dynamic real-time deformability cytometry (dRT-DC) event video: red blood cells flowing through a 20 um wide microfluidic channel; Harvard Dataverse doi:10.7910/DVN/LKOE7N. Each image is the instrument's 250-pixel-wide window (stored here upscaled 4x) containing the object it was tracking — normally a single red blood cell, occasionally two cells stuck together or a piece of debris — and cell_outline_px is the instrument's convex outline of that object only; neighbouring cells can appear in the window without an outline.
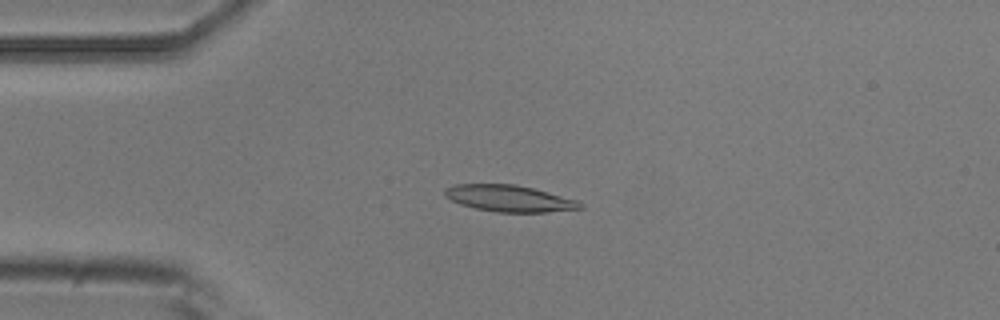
{"species": "common noctule bat (a hibernating species)", "species_latin": "Nyctalus noctula", "temperature_condition": "room temperature", "stored_images_in_passage": 53, "camera_frame_rate_fps": 3000, "um_per_image_px": 0.085, "animal": {"sex": "male", "body_mass_g": 20.5, "forearm_length_mm": 52.5}, "frame": {"image": 1, "passage_image": 12, "time_ms": 3.667, "image_size_px": [1000, 320], "cell_outline_px": [[584, 208], [544, 212], [496, 212], [476, 208], [460, 204], [444, 196], [444, 192], [448, 188], [456, 184], [516, 184], [532, 188], [576, 200], [584, 204]], "centroid_in_image_um": [43.29, 16.87], "position_along_channel_um": 41.7, "area_um2": 20.63}}
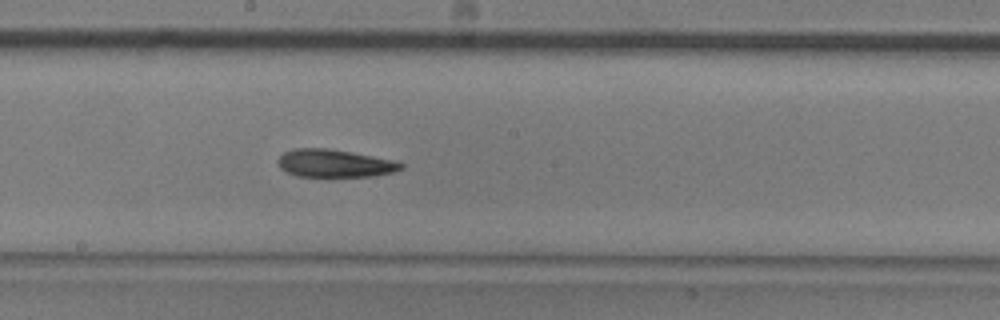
{"frame": {"image": 2, "passage_image": 28, "time_ms": 9.0, "image_size_px": [1000, 320], "cell_outline_px": [[404, 168], [392, 172], [372, 176], [296, 176], [280, 168], [280, 156], [284, 152], [292, 148], [328, 148], [352, 152], [392, 160], [404, 164]], "centroid_in_image_um": [28.44, 13.87], "position_along_channel_um": 219.8, "area_um2": 19.65}}
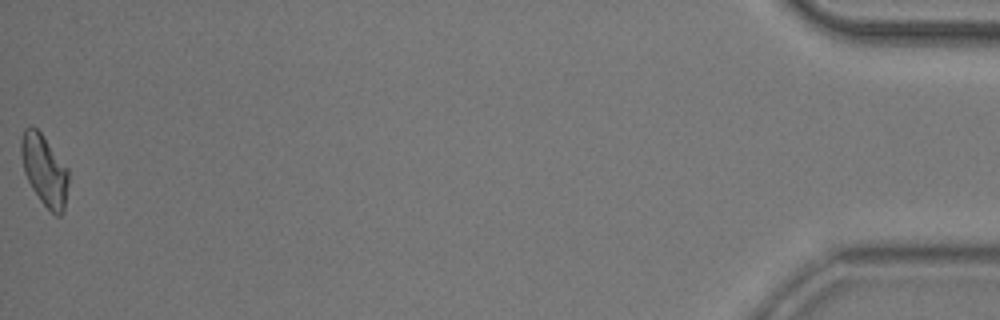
{"frame": {"image": 3, "passage_image": 53, "time_ms": 17.333, "image_size_px": [1000, 320], "cell_outline_px": [[68, 184], [64, 212], [60, 216], [56, 216], [40, 200], [32, 188], [24, 172], [20, 152], [20, 140], [24, 128], [32, 124], [40, 132], [68, 168]], "centroid_in_image_um": [3.76, 14.45], "position_along_channel_um": 431.4, "area_um2": 19.59}, "authors_computed_cell_mechanics": {"area_um2": 20.23, "velocity_mm_per_s": 3.7466, "shape_relaxation_time_tau1_ms": 7.1779, "shape_relaxation_time_tau2_ms": 8.3799, "deformation_change_tau1": 0.1665, "deformation_change_tau2": 0.1958}}